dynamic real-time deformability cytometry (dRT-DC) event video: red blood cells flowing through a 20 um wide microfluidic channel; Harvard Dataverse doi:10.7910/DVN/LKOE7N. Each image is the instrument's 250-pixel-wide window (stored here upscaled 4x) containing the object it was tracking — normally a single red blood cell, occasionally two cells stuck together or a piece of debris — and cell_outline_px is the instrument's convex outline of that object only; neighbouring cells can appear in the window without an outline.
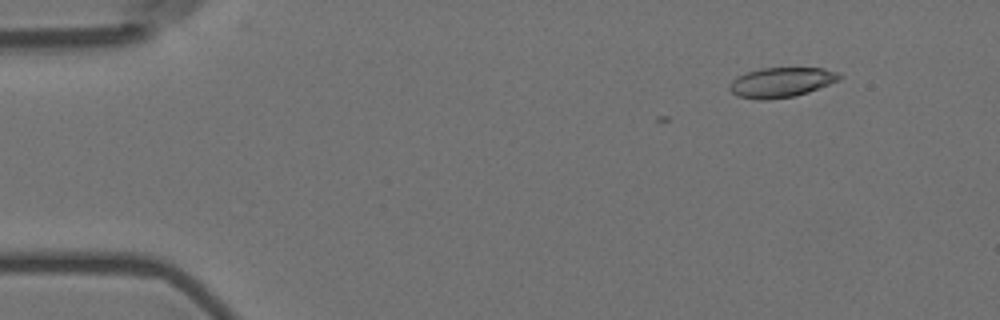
{"species": "Egyptian fruit bat (a non-hibernating species)", "species_latin": "Rousettus aegyptiacus", "temperature_condition": "room temperature", "stored_images_in_passage": 5, "camera_frame_rate_fps": 3000, "um_per_image_px": 0.085, "animal": {"sex": "female"}, "frame": {"image": 1, "passage_image": 1, "time_ms": 0.0, "image_size_px": [1000, 320], "cell_outline_px": [[844, 76], [840, 80], [808, 92], [792, 96], [768, 100], [760, 100], [736, 96], [728, 88], [728, 84], [736, 76], [760, 68], [824, 68], [836, 72]], "centroid_in_image_um": [66.39, 7.0], "position_along_channel_um": 18.6, "area_um2": 19.19}}